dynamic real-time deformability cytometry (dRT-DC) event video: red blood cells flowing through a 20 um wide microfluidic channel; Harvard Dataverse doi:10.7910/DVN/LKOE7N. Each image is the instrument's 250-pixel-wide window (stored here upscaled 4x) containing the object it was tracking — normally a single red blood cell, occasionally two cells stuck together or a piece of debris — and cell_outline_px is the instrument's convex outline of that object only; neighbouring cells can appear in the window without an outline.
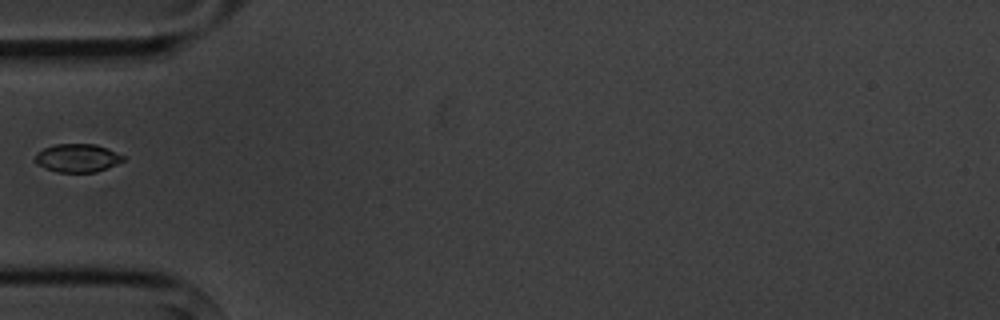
{"species": "common noctule bat (a hibernating species)", "species_latin": "Nyctalus noctula", "temperature_condition": "cold", "stored_images_in_passage": 1, "camera_frame_rate_fps": 3000, "um_per_image_px": 0.085, "animal": {"sex": "male", "body_mass_g": 20.1, "forearm_length_mm": 53.5}, "frame": {"image": 1, "passage_image": 1, "time_ms": 0.0, "image_size_px": [1000, 320], "cell_outline_px": [[124, 160], [116, 164], [96, 172], [56, 172], [44, 168], [36, 164], [32, 160], [44, 148], [56, 144], [96, 144], [124, 156]], "centroid_in_image_um": [6.54, 13.44], "position_along_channel_um": 78.5, "area_um2": 14.39}}